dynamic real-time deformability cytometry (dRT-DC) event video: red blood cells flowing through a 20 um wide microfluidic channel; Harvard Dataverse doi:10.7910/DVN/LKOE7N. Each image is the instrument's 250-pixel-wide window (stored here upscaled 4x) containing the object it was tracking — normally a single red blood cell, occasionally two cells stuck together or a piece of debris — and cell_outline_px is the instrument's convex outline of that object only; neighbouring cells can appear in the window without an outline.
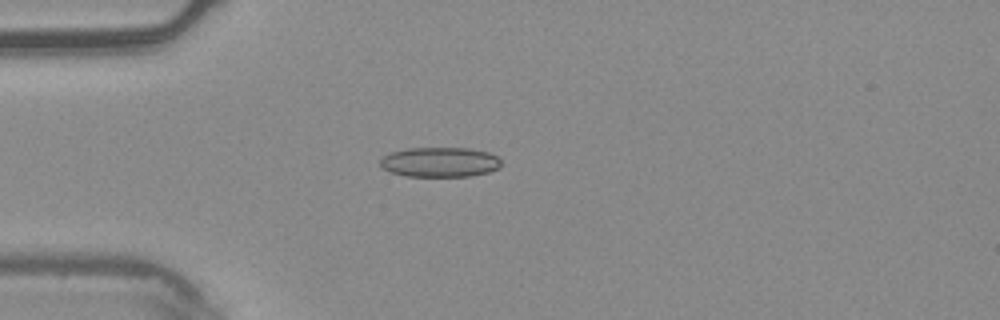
{"species": "common noctule bat (a hibernating species)", "species_latin": "Nyctalus noctula", "temperature_condition": "warm", "stored_images_in_passage": 5, "camera_frame_rate_fps": 3000, "um_per_image_px": 0.085, "animal": {"sex": "male", "body_mass_g": 20.4}, "frame": {"image": 1, "passage_image": 4, "time_ms": 1.0, "image_size_px": [1000, 320], "cell_outline_px": [[500, 168], [488, 172], [468, 176], [408, 176], [392, 172], [384, 168], [380, 164], [380, 160], [384, 156], [392, 152], [408, 148], [468, 148], [488, 152], [496, 156], [500, 160]], "centroid_in_image_um": [37.41, 13.77], "position_along_channel_um": 47.6, "area_um2": 20.81}}